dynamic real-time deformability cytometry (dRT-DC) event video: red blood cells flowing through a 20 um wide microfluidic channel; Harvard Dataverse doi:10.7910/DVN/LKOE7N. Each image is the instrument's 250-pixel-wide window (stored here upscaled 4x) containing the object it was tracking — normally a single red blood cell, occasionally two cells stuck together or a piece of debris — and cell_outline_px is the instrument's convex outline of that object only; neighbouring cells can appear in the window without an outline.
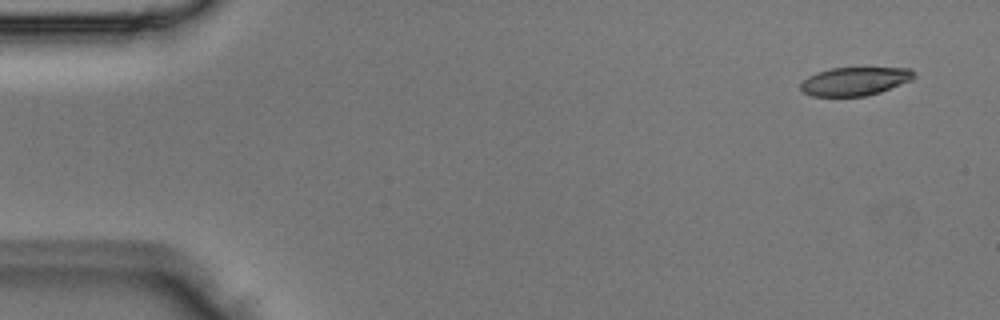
{"species": "Egyptian fruit bat (a non-hibernating species)", "species_latin": "Rousettus aegyptiacus", "temperature_condition": "room temperature", "stored_images_in_passage": 4, "camera_frame_rate_fps": 3000, "um_per_image_px": 0.085, "animal": {"sex": "male"}, "frame": {"image": 1, "passage_image": 1, "time_ms": 0.0, "image_size_px": [1000, 320], "cell_outline_px": [[916, 76], [912, 80], [880, 92], [864, 96], [812, 96], [804, 92], [800, 88], [800, 84], [808, 76], [816, 72], [832, 68], [908, 68], [916, 72]], "centroid_in_image_um": [72.67, 6.9], "position_along_channel_um": 12.3, "area_um2": 18.73}}